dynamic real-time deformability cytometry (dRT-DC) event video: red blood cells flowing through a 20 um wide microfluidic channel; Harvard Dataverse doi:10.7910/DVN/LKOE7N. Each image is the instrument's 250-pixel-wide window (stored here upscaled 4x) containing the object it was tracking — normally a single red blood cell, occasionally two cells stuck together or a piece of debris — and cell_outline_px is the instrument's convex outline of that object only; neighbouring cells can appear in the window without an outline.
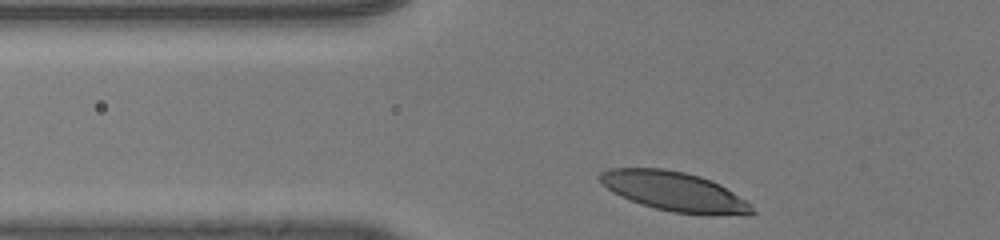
{"species": "human", "species_latin": "Homo sapiens", "temperature_condition": "room temperature", "stored_images_in_passage": 29, "camera_frame_rate_fps": 3000, "um_per_image_px": 0.085, "donor": {"sex": "male"}, "frame": {"image": 1, "passage_image": 2, "time_ms": 0.333, "image_size_px": [1000, 240], "cell_outline_px": [[756, 212], [748, 216], [704, 216], [672, 212], [640, 204], [620, 196], [612, 192], [600, 180], [600, 172], [608, 168], [664, 168], [684, 172], [700, 176], [712, 180], [720, 184], [752, 204]], "centroid_in_image_um": [57.41, 16.31], "position_along_channel_um": 68.4, "area_um2": 35.55}}
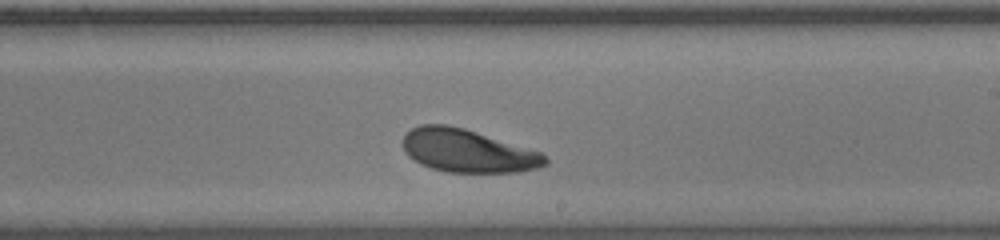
{"frame": {"image": 2, "passage_image": 17, "time_ms": 5.333, "image_size_px": [1000, 240], "cell_outline_px": [[548, 164], [536, 168], [516, 172], [448, 172], [432, 168], [420, 164], [408, 156], [404, 152], [404, 132], [420, 124], [448, 124], [464, 128], [540, 152], [548, 160]], "centroid_in_image_um": [39.7, 12.81], "position_along_channel_um": 249.3, "area_um2": 35.49}}
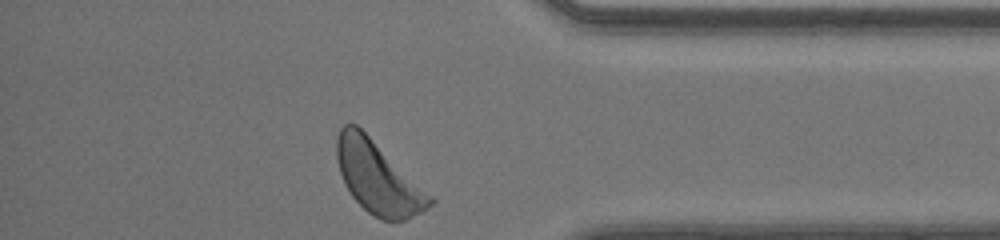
{"frame": {"image": 3, "passage_image": 29, "time_ms": 9.333, "image_size_px": [1000, 240], "cell_outline_px": [[436, 200], [432, 204], [420, 212], [404, 220], [380, 220], [368, 212], [352, 196], [344, 184], [336, 160], [336, 136], [340, 128], [344, 124], [356, 124], [432, 196]], "centroid_in_image_um": [32.09, 15.1], "position_along_channel_um": 403.1, "area_um2": 38.44}, "authors_computed_cell_mechanics": {"area_um2": 36.3562, "velocity_mm_per_s": 4.0375, "shape_relaxation_time_tau1_ms": 2.5893, "shape_relaxation_time_tau2_ms": 6.4571, "deformation_change_tau1": 0.1377, "deformation_change_tau2": 0.1635}}